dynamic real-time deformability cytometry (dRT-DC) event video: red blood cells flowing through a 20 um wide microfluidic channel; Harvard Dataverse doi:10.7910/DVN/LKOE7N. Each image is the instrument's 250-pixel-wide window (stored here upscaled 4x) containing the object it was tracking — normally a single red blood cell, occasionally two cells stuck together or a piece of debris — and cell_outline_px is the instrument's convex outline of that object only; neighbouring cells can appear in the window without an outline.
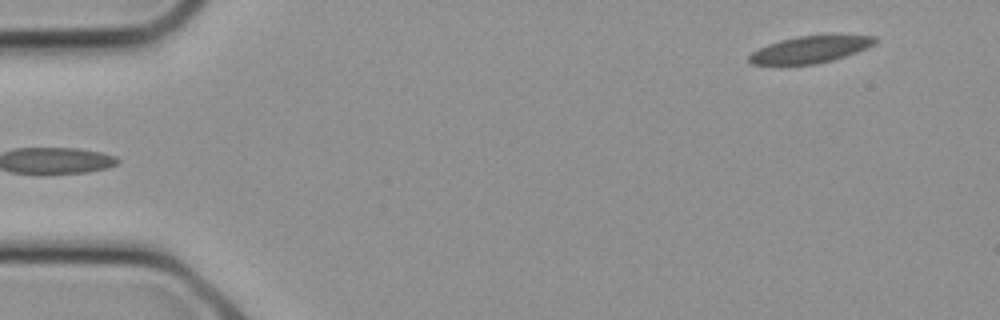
{"species": "common noctule bat (a hibernating species)", "species_latin": "Nyctalus noctula", "temperature_condition": "cold", "stored_images_in_passage": 9, "segment_of_instrument_passage": [2, 2], "camera_frame_rate_fps": 3000, "um_per_image_px": 0.085, "animal": {"sex": "female", "body_mass_g": 21.9}, "frame": {"image": 1, "passage_image": 9, "time_ms": 2.667, "image_size_px": [1000, 320], "cell_outline_px": [[876, 44], [868, 48], [832, 60], [816, 64], [780, 68], [752, 64], [748, 60], [748, 56], [752, 52], [768, 44], [780, 40], [800, 36], [876, 36]], "centroid_in_image_um": [68.75, 4.28], "position_along_channel_um": 16.3, "area_um2": 20.17}}